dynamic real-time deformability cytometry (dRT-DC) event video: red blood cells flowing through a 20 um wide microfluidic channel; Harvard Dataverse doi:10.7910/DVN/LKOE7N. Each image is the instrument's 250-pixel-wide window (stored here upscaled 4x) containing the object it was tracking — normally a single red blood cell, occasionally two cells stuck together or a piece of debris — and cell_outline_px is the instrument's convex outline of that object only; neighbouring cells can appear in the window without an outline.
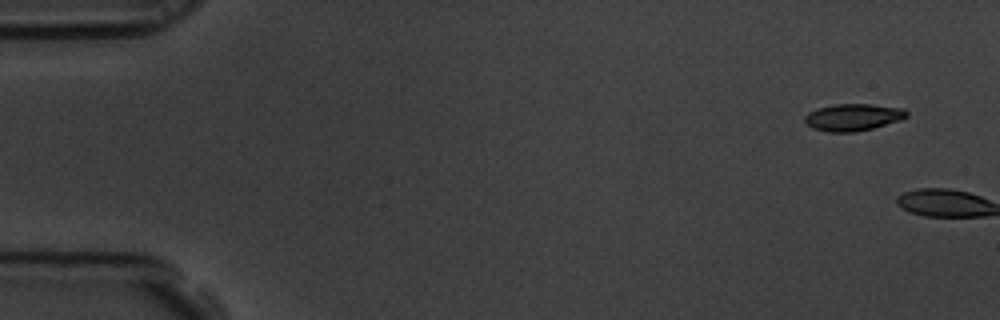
{"species": "common noctule bat (a hibernating species)", "species_latin": "Nyctalus noctula", "temperature_condition": "room temperature", "stored_images_in_passage": 2, "camera_frame_rate_fps": 3000, "um_per_image_px": 0.085, "animal": {"sex": "male", "body_mass_g": 19.5, "forearm_length_mm": 54.6}, "frame": {"image": 1, "passage_image": 1, "time_ms": 0.0, "image_size_px": [1000, 320], "cell_outline_px": [[908, 116], [900, 120], [872, 128], [856, 132], [828, 132], [812, 128], [804, 120], [804, 116], [808, 112], [816, 108], [836, 104], [872, 104], [904, 108], [908, 112]], "centroid_in_image_um": [72.5, 9.96], "position_along_channel_um": 12.5, "area_um2": 16.13}}